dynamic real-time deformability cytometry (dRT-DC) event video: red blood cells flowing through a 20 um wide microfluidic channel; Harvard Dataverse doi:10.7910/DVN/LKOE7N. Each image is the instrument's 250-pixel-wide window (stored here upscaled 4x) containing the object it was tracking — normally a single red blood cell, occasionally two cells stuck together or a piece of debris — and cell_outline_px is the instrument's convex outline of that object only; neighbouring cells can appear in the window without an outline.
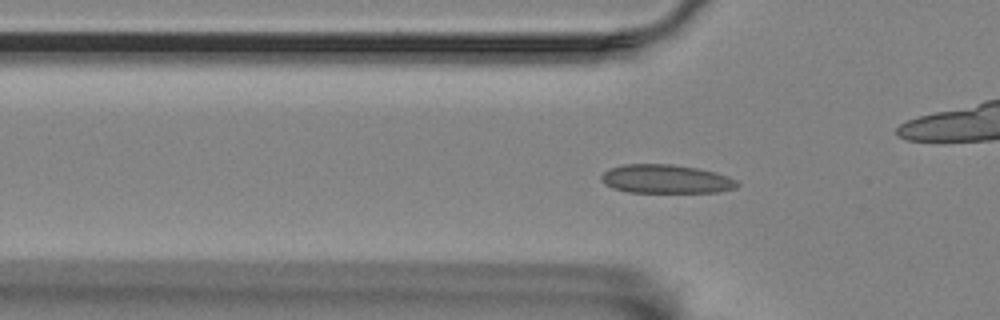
{"species": "Egyptian fruit bat (a non-hibernating species)", "species_latin": "Rousettus aegyptiacus", "temperature_condition": "room temperature", "stored_images_in_passage": 58, "camera_frame_rate_fps": 3000, "um_per_image_px": 0.085, "animal": {"sex": "female"}, "frame": {"image": 1, "passage_image": 18, "time_ms": 5.667, "image_size_px": [1000, 320], "cell_outline_px": [[740, 184], [736, 188], [716, 192], [628, 192], [612, 188], [604, 184], [600, 180], [600, 176], [608, 168], [624, 164], [672, 164], [696, 168], [716, 172], [728, 176], [736, 180]], "centroid_in_image_um": [56.57, 15.21], "position_along_channel_um": 69.2, "area_um2": 22.89}}
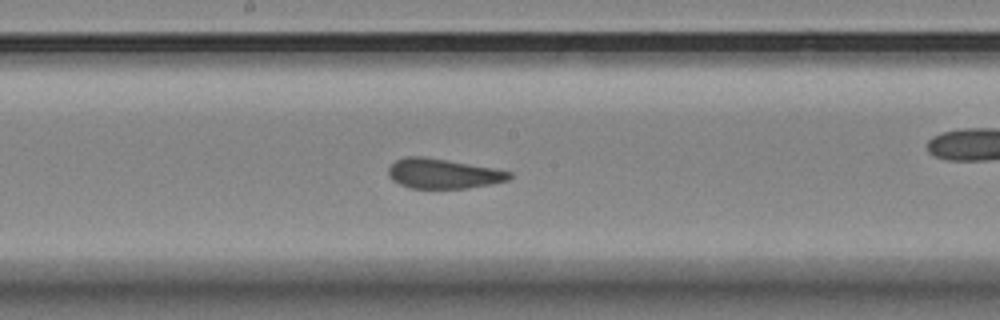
{"frame": {"image": 2, "passage_image": 30, "time_ms": 9.667, "image_size_px": [1000, 320], "cell_outline_px": [[512, 176], [508, 180], [492, 184], [468, 188], [408, 188], [392, 180], [388, 176], [388, 168], [396, 160], [404, 156], [424, 156], [448, 160], [492, 168], [512, 172]], "centroid_in_image_um": [37.64, 14.75], "position_along_channel_um": 210.6, "area_um2": 21.1}}
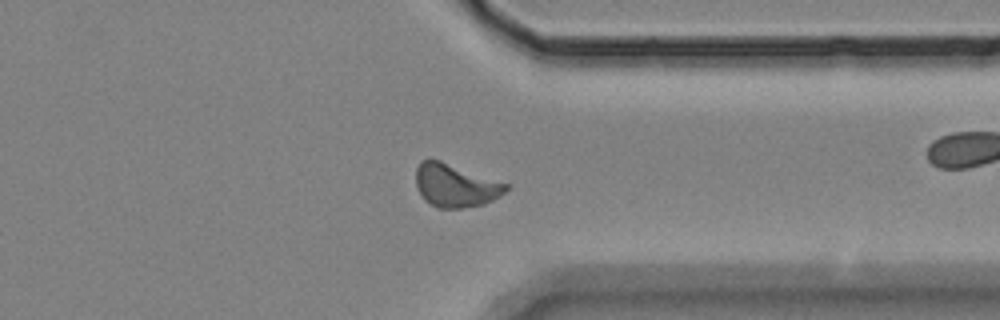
{"frame": {"image": 3, "passage_image": 44, "time_ms": 14.333, "image_size_px": [1000, 320], "cell_outline_px": [[512, 184], [504, 192], [492, 200], [484, 204], [464, 208], [440, 208], [424, 200], [416, 188], [416, 168], [420, 160], [440, 160]], "centroid_in_image_um": [38.73, 15.75], "position_along_channel_um": 372.7, "area_um2": 22.83}, "authors_computed_cell_mechanics": {"area_um2": 21.9062, "velocity_mm_per_s": 3.5082, "shape_relaxation_time_tau1_ms": null, "shape_relaxation_time_tau2_ms": 1.09, "deformation_change_tau1": null, "deformation_change_tau2": 0.0519}}